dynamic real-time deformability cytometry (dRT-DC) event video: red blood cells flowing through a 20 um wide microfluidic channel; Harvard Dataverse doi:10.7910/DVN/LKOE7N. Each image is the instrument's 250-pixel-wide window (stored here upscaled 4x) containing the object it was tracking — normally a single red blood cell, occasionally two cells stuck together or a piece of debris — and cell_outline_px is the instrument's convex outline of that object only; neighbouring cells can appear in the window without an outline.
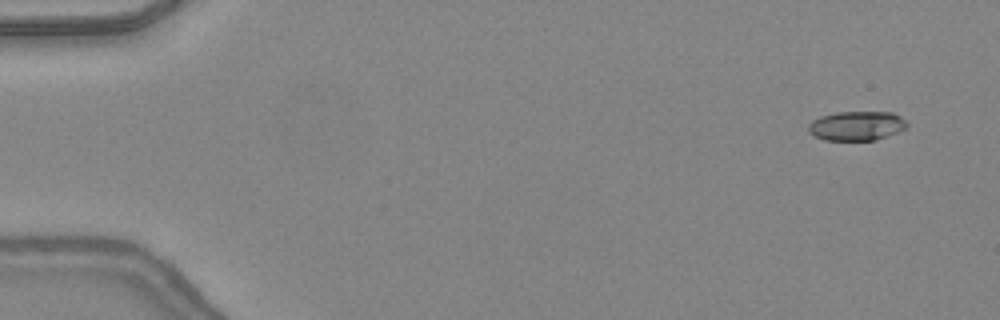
{"species": "common noctule bat (a hibernating species)", "species_latin": "Nyctalus noctula", "temperature_condition": "warm", "stored_images_in_passage": 48, "camera_frame_rate_fps": 3000, "um_per_image_px": 0.085, "animal": {"sex": "female", "body_mass_g": 24.6, "forearm_length_mm": 56.2}, "frame": {"image": 1, "passage_image": 3, "time_ms": 0.667, "image_size_px": [1000, 320], "cell_outline_px": [[908, 128], [876, 140], [824, 140], [812, 136], [808, 132], [808, 124], [812, 120], [820, 116], [836, 112], [892, 112], [900, 116], [908, 124]], "centroid_in_image_um": [72.79, 10.7], "position_along_channel_um": 12.2, "area_um2": 17.05}}
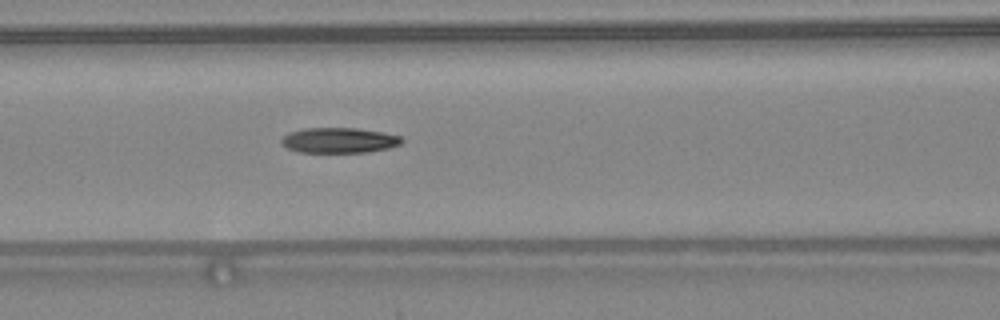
{"frame": {"image": 2, "passage_image": 21, "time_ms": 6.667, "image_size_px": [1000, 320], "cell_outline_px": [[404, 140], [400, 144], [388, 148], [368, 152], [296, 152], [280, 144], [280, 140], [288, 132], [304, 128], [356, 128], [380, 132], [400, 136]], "centroid_in_image_um": [28.77, 11.93], "position_along_channel_um": 137.8, "area_um2": 17.74}}
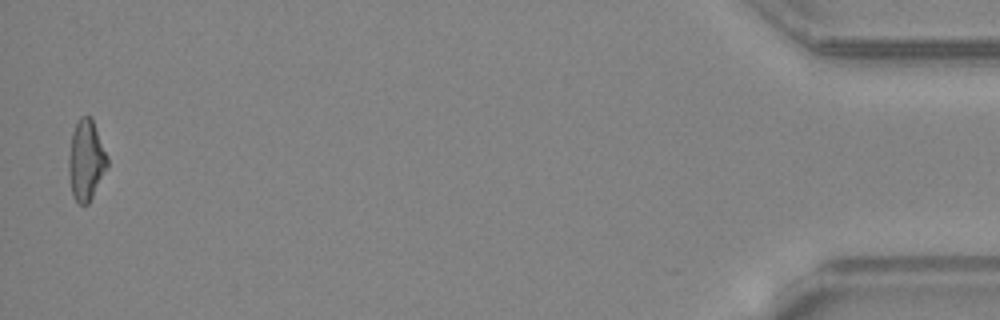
{"frame": {"image": 3, "passage_image": 47, "time_ms": 15.333, "image_size_px": [1000, 320], "cell_outline_px": [[108, 168], [88, 204], [80, 204], [72, 196], [68, 172], [68, 156], [72, 132], [80, 116], [92, 116], [108, 156]], "centroid_in_image_um": [7.32, 13.6], "position_along_channel_um": 427.9, "area_um2": 18.44}, "authors_computed_cell_mechanics": {"area_um2": 17.7446, "velocity_mm_per_s": 4.4, "shape_relaxation_time_tau1_ms": 10.391, "shape_relaxation_time_tau2_ms": 6.6818, "deformation_change_tau1": 0.2791, "deformation_change_tau2": 0.2012}}